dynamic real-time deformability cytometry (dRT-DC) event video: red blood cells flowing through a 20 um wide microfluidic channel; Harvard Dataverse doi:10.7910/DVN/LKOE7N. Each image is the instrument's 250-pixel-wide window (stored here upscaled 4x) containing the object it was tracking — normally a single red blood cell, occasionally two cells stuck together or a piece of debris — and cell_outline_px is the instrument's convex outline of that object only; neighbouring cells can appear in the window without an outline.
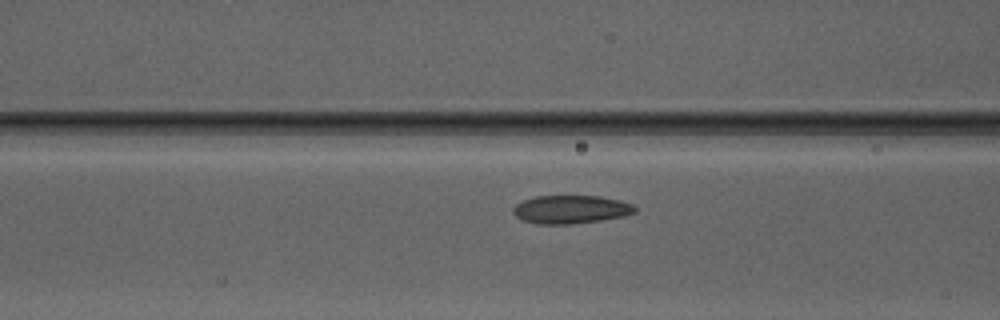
{"species": "Egyptian fruit bat (a non-hibernating species)", "species_latin": "Rousettus aegyptiacus", "temperature_condition": "warm", "stored_images_in_passage": 37, "camera_frame_rate_fps": 3000, "um_per_image_px": 0.085, "animal": {"sex": "male"}, "frame": {"image": 1, "passage_image": 8, "time_ms": 2.333, "image_size_px": [1000, 320], "cell_outline_px": [[636, 212], [624, 216], [600, 220], [572, 224], [540, 224], [524, 220], [516, 216], [512, 212], [512, 208], [516, 204], [524, 200], [536, 196], [600, 196], [620, 200], [632, 204], [636, 208]], "centroid_in_image_um": [48.53, 17.79], "position_along_channel_um": 118.1, "area_um2": 20.0}}
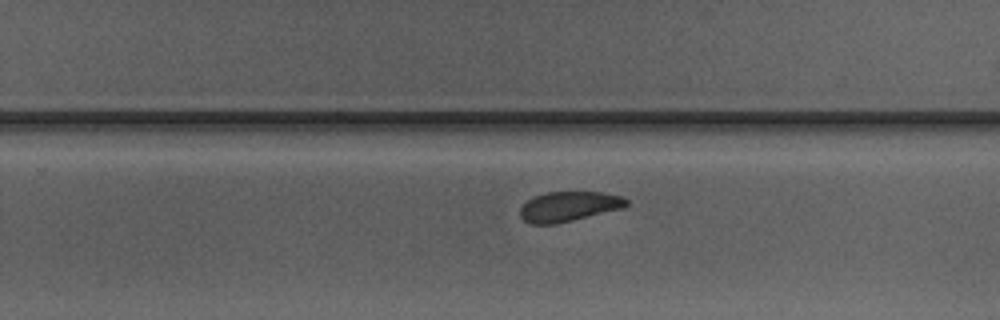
{"frame": {"image": 2, "passage_image": 20, "time_ms": 6.333, "image_size_px": [1000, 320], "cell_outline_px": [[628, 204], [620, 208], [556, 224], [528, 224], [520, 216], [520, 208], [532, 196], [544, 192], [604, 192], [620, 196], [628, 200]], "centroid_in_image_um": [48.28, 17.54], "position_along_channel_um": 281.5, "area_um2": 18.38}}
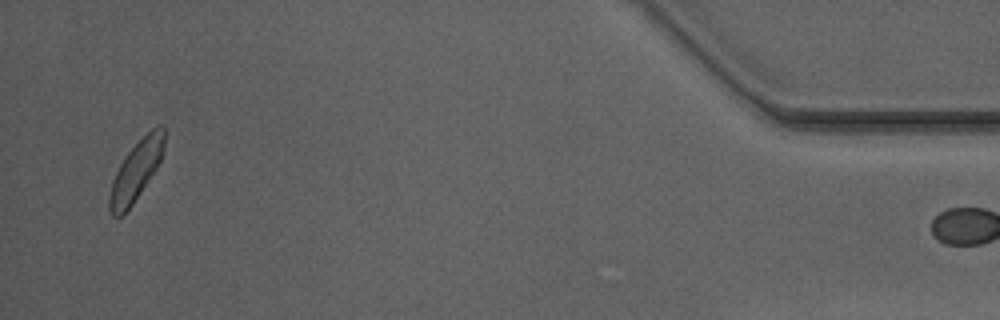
{"frame": {"image": 3, "passage_image": 36, "time_ms": 11.667, "image_size_px": [1000, 320], "cell_outline_px": [[164, 152], [156, 168], [132, 204], [120, 216], [112, 216], [108, 208], [108, 196], [112, 180], [124, 156], [152, 128], [160, 124], [164, 124]], "centroid_in_image_um": [11.55, 14.5], "position_along_channel_um": 423.7, "area_um2": 18.73}, "authors_computed_cell_mechanics": {"area_um2": 19.8832, "velocity_mm_per_s": 4.0933, "shape_relaxation_time_tau1_ms": 1.7177, "shape_relaxation_time_tau2_ms": 3.3858, "deformation_change_tau1": 0.0564, "deformation_change_tau2": 0.0709}}